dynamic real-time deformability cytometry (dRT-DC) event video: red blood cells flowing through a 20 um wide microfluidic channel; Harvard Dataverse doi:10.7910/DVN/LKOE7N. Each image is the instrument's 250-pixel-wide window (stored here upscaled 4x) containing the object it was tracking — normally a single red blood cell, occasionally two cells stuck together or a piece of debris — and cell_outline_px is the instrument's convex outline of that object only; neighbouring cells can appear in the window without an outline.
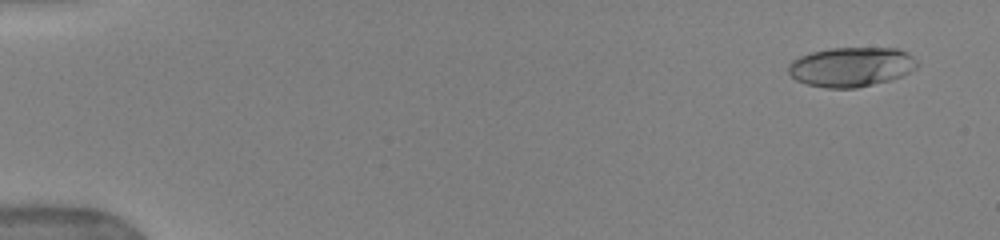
{"species": "human", "species_latin": "Homo sapiens", "temperature_condition": "warm", "stored_images_in_passage": 52, "camera_frame_rate_fps": 3000, "um_per_image_px": 0.085, "donor": {"sex": "female"}, "frame": {"image": 1, "passage_image": 3, "time_ms": 0.667, "image_size_px": [1000, 240], "cell_outline_px": [[920, 64], [916, 68], [900, 76], [888, 80], [856, 88], [828, 88], [808, 84], [796, 80], [788, 72], [788, 64], [792, 60], [800, 56], [812, 52], [828, 48], [896, 48], [908, 52]], "centroid_in_image_um": [72.35, 5.67], "position_along_channel_um": 12.7, "area_um2": 29.59}}
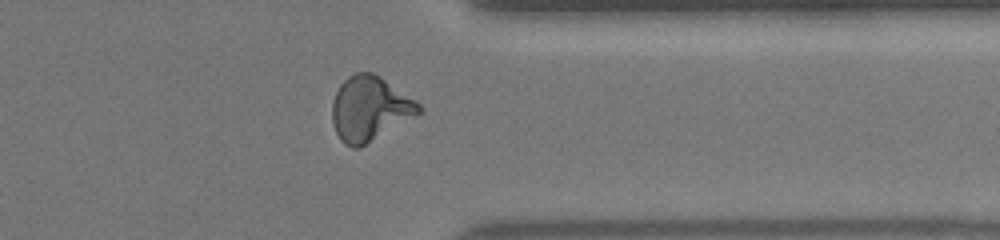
{"frame": {"image": 2, "passage_image": 42, "time_ms": 13.667, "image_size_px": [1000, 240], "cell_outline_px": [[420, 112], [416, 116], [360, 148], [352, 148], [344, 144], [340, 140], [332, 124], [332, 104], [336, 92], [340, 84], [348, 76], [356, 72], [372, 72], [380, 76], [416, 100], [420, 104]], "centroid_in_image_um": [31.41, 9.25], "position_along_channel_um": 380.0, "area_um2": 32.71}}
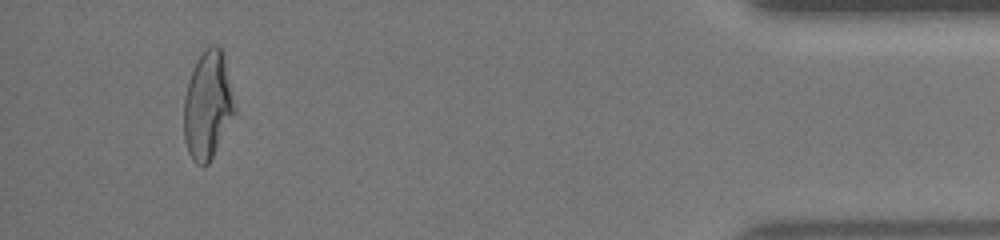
{"frame": {"image": 3, "passage_image": 49, "time_ms": 16.0, "image_size_px": [1000, 240], "cell_outline_px": [[236, 112], [208, 164], [204, 168], [196, 164], [192, 160], [188, 152], [184, 140], [184, 96], [188, 80], [196, 60], [204, 48], [212, 44], [216, 44], [224, 52], [236, 108]], "centroid_in_image_um": [17.65, 8.93], "position_along_channel_um": 417.5, "area_um2": 32.37}, "authors_computed_cell_mechanics": {"area_um2": 30.4895, "velocity_mm_per_s": 3.9721, "shape_relaxation_time_tau1_ms": 9.3832, "shape_relaxation_time_tau2_ms": 1.668, "deformation_change_tau1": 0.3095, "deformation_change_tau2": 0.0913}}